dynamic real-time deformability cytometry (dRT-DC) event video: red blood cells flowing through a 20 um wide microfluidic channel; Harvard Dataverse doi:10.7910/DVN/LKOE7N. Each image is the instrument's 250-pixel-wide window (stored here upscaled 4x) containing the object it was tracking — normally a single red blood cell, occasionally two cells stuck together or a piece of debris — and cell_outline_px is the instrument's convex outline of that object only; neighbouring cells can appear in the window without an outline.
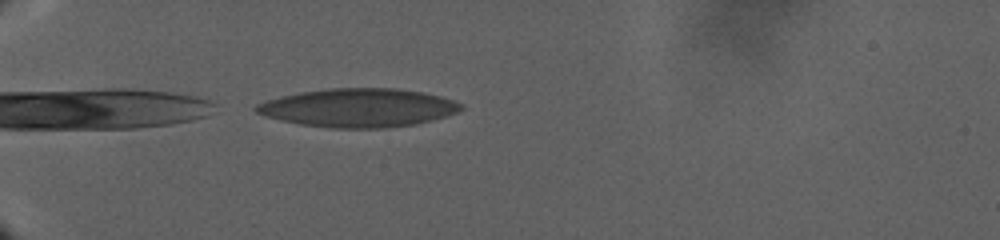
{"species": "human", "species_latin": "Homo sapiens", "temperature_condition": "warm", "stored_images_in_passage": 49, "camera_frame_rate_fps": 3000, "um_per_image_px": 0.085, "donor": {"sex": "male"}, "frame": {"image": 1, "passage_image": 1, "time_ms": 0.0, "image_size_px": [1000, 240], "cell_outline_px": [[464, 108], [448, 116], [416, 124], [384, 128], [332, 128], [300, 124], [280, 120], [264, 116], [256, 112], [252, 108], [256, 104], [280, 96], [300, 92], [328, 88], [396, 88], [424, 92], [440, 96], [464, 104]], "centroid_in_image_um": [30.47, 9.16], "position_along_channel_um": 54.5, "area_um2": 46.24}}
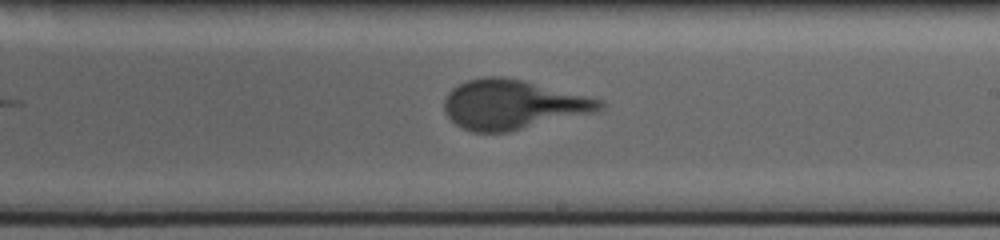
{"frame": {"image": 2, "passage_image": 25, "time_ms": 14.0, "image_size_px": [1000, 240], "cell_outline_px": [[604, 108], [600, 112], [508, 132], [472, 132], [456, 124], [444, 112], [444, 100], [448, 92], [452, 88], [468, 80], [480, 76], [504, 76], [524, 80], [604, 100]], "centroid_in_image_um": [43.63, 8.89], "position_along_channel_um": 245.4, "area_um2": 45.32}}
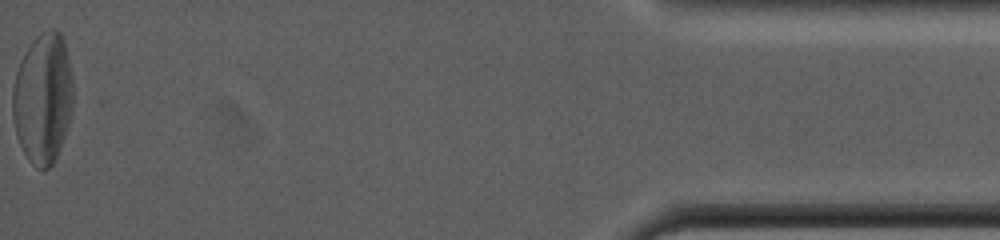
{"frame": {"image": 3, "passage_image": 49, "time_ms": 30.0, "image_size_px": [1000, 240], "cell_outline_px": [[72, 112], [64, 136], [56, 156], [52, 164], [44, 172], [32, 164], [28, 160], [20, 144], [16, 132], [12, 116], [12, 88], [16, 72], [20, 60], [36, 36], [48, 28], [56, 28], [60, 32], [64, 40], [68, 56], [72, 76]], "centroid_in_image_um": [3.64, 8.34], "position_along_channel_um": 431.6, "area_um2": 46.18}}